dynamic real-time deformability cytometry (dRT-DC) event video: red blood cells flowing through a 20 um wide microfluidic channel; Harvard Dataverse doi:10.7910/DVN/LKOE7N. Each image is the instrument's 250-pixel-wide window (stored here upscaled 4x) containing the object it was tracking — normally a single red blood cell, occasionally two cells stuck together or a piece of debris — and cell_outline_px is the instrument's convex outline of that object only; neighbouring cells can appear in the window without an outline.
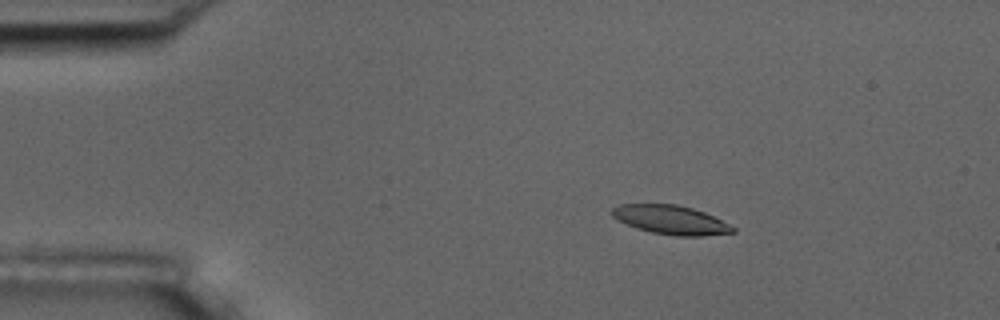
{"species": "common noctule bat (a hibernating species)", "species_latin": "Nyctalus noctula", "temperature_condition": "room temperature", "stored_images_in_passage": 5, "camera_frame_rate_fps": 3000, "um_per_image_px": 0.085, "animal": {"sex": "male", "body_mass_g": 17.5, "forearm_length_mm": 52.3}, "frame": {"image": 1, "passage_image": 3, "time_ms": 2.0, "image_size_px": [1000, 320], "cell_outline_px": [[736, 232], [704, 236], [676, 236], [652, 232], [636, 228], [612, 216], [612, 208], [620, 204], [676, 204], [692, 208], [704, 212], [736, 228]], "centroid_in_image_um": [57.03, 18.69], "position_along_channel_um": 28.0, "area_um2": 20.17}}